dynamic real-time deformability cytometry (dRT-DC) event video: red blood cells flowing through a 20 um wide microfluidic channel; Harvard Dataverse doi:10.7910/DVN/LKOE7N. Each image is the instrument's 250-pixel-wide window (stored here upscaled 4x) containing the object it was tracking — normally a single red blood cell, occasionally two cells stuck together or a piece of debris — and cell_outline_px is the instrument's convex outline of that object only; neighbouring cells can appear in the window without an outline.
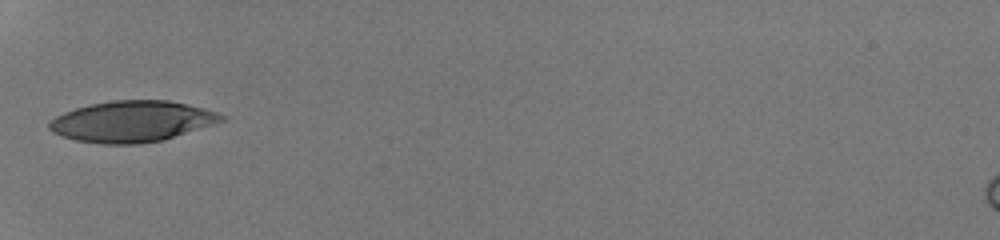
{"species": "human", "species_latin": "Homo sapiens", "temperature_condition": "room temperature", "stored_images_in_passage": 21, "camera_frame_rate_fps": 3000, "um_per_image_px": 0.085, "donor": {"sex": "male"}, "frame": {"image": 1, "passage_image": 1, "time_ms": 0.0, "image_size_px": [1000, 240], "cell_outline_px": [[224, 120], [164, 140], [140, 144], [104, 144], [76, 140], [60, 136], [52, 132], [48, 128], [48, 124], [56, 116], [64, 112], [76, 108], [92, 104], [112, 100], [168, 100], [188, 104], [204, 108], [216, 112], [224, 116]], "centroid_in_image_um": [11.19, 10.32], "position_along_channel_um": 73.8, "area_um2": 40.98}}
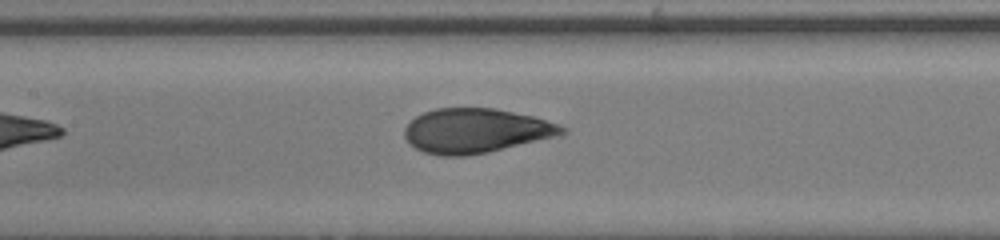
{"frame": {"image": 2, "passage_image": 8, "time_ms": 2.333, "image_size_px": [1000, 240], "cell_outline_px": [[568, 132], [560, 136], [488, 152], [468, 156], [440, 156], [424, 152], [408, 144], [404, 136], [404, 128], [416, 116], [424, 112], [436, 108], [492, 108], [532, 116], [560, 124], [568, 128]], "centroid_in_image_um": [40.46, 11.12], "position_along_channel_um": 166.9, "area_um2": 41.1}}
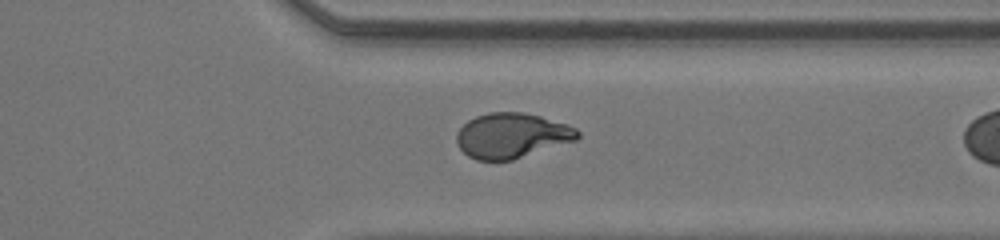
{"frame": {"image": 3, "passage_image": 19, "time_ms": 6.0, "image_size_px": [1000, 240], "cell_outline_px": [[580, 136], [576, 140], [512, 160], [476, 160], [468, 156], [456, 144], [456, 132], [468, 120], [476, 116], [488, 112], [520, 112], [540, 116], [568, 124], [576, 128], [580, 132]], "centroid_in_image_um": [43.49, 11.52], "position_along_channel_um": 367.9, "area_um2": 31.79}}